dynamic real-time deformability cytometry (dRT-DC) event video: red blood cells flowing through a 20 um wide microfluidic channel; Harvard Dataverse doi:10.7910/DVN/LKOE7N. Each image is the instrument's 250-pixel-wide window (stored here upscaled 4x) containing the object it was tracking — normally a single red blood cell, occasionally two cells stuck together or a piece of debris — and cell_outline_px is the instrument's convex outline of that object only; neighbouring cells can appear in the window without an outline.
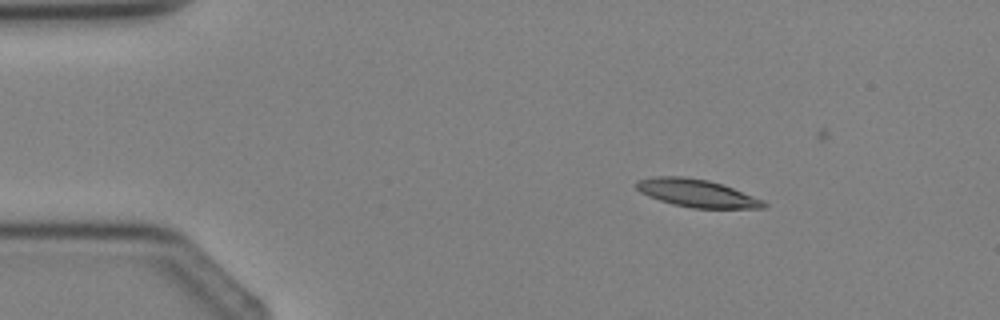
{"species": "Egyptian fruit bat (a non-hibernating species)", "species_latin": "Rousettus aegyptiacus", "temperature_condition": "cold", "stored_images_in_passage": 3, "camera_frame_rate_fps": 3000, "um_per_image_px": 0.085, "animal": {"sex": "female"}, "frame": {"image": 1, "passage_image": 1, "time_ms": 0.0, "image_size_px": [1000, 320], "cell_outline_px": [[768, 204], [764, 208], [692, 208], [672, 204], [648, 196], [640, 192], [636, 188], [636, 180], [656, 176], [680, 176], [708, 180], [724, 184], [764, 200]], "centroid_in_image_um": [59.24, 16.41], "position_along_channel_um": 25.8, "area_um2": 20.69}}